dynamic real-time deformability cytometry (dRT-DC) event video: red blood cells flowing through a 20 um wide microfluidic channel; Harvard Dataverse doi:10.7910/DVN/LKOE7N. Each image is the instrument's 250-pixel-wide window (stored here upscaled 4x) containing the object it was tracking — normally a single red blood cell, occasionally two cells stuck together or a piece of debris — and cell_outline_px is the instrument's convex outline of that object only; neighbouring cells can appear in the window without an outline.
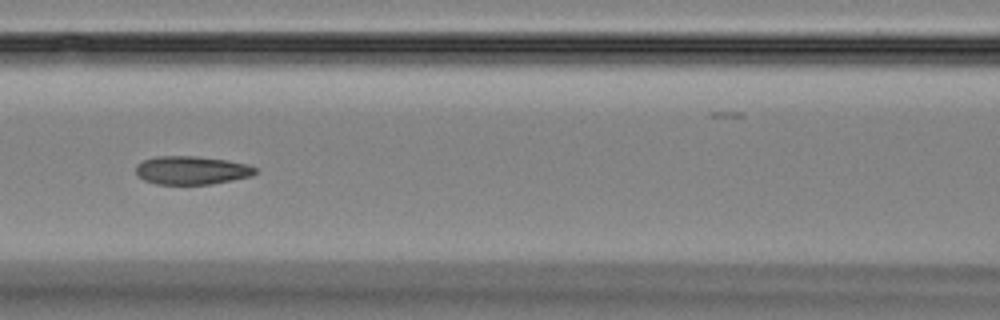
{"species": "Egyptian fruit bat (a non-hibernating species)", "species_latin": "Rousettus aegyptiacus", "temperature_condition": "room temperature", "stored_images_in_passage": 9, "camera_frame_rate_fps": 3000, "um_per_image_px": 0.085, "animal": {"sex": "female"}, "frame": {"image": 1, "passage_image": 7, "time_ms": 7.0, "image_size_px": [1000, 320], "cell_outline_px": [[256, 172], [252, 176], [212, 184], [156, 184], [144, 180], [136, 176], [136, 164], [144, 160], [156, 156], [196, 156], [228, 160], [248, 164], [256, 168]], "centroid_in_image_um": [16.27, 14.47], "position_along_channel_um": 150.3, "area_um2": 19.88}}
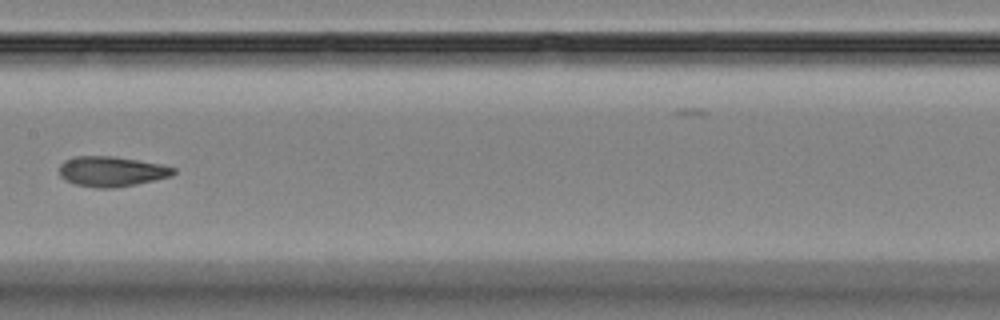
{"frame": {"image": 2, "passage_image": 8, "time_ms": 8.333, "image_size_px": [1000, 320], "cell_outline_px": [[176, 172], [172, 176], [136, 184], [112, 188], [96, 188], [72, 184], [64, 180], [60, 176], [60, 164], [64, 160], [76, 156], [112, 156], [160, 164], [176, 168]], "centroid_in_image_um": [9.45, 14.58], "position_along_channel_um": 197.9, "area_um2": 20.11}}
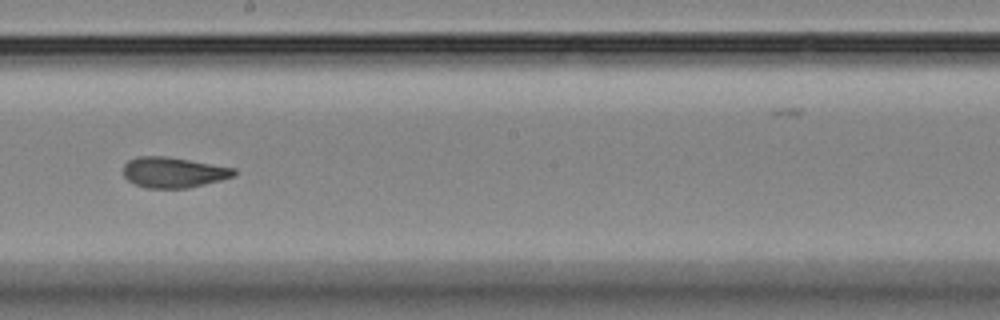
{"frame": {"image": 3, "passage_image": 9, "time_ms": 9.333, "image_size_px": [1000, 320], "cell_outline_px": [[236, 176], [188, 188], [144, 188], [128, 180], [124, 176], [124, 164], [128, 160], [136, 156], [164, 156], [236, 168]], "centroid_in_image_um": [14.73, 14.65], "position_along_channel_um": 233.5, "area_um2": 19.65}}